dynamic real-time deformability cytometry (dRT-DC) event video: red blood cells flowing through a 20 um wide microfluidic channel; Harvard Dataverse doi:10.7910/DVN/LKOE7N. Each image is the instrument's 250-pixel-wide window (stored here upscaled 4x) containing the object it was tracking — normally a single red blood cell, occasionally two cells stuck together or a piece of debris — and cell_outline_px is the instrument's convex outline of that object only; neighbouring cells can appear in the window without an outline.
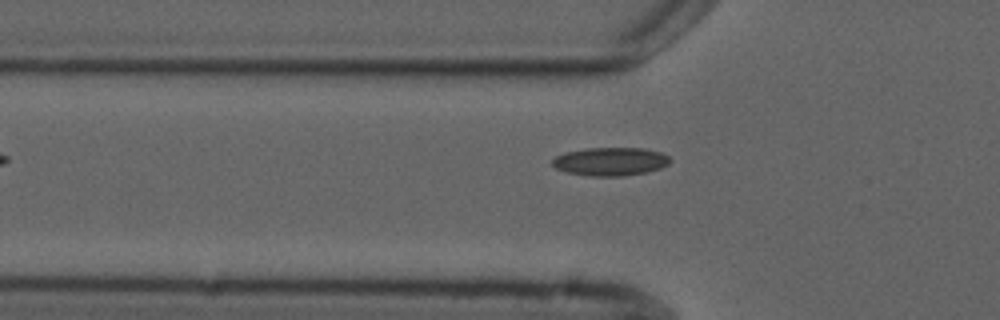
{"species": "common noctule bat (a hibernating species)", "species_latin": "Nyctalus noctula", "temperature_condition": "cold", "stored_images_in_passage": 4, "camera_frame_rate_fps": 3000, "um_per_image_px": 0.085, "animal": {"sex": "male", "forearm_length_mm": 52.5}, "frame": {"image": 1, "passage_image": 4, "time_ms": 4.667, "image_size_px": [1000, 320], "cell_outline_px": [[672, 160], [668, 164], [660, 168], [648, 172], [624, 176], [592, 176], [568, 172], [556, 168], [552, 164], [552, 160], [556, 156], [564, 152], [584, 148], [644, 148], [660, 152], [668, 156]], "centroid_in_image_um": [51.9, 13.72], "position_along_channel_um": 73.9, "area_um2": 19.48}}